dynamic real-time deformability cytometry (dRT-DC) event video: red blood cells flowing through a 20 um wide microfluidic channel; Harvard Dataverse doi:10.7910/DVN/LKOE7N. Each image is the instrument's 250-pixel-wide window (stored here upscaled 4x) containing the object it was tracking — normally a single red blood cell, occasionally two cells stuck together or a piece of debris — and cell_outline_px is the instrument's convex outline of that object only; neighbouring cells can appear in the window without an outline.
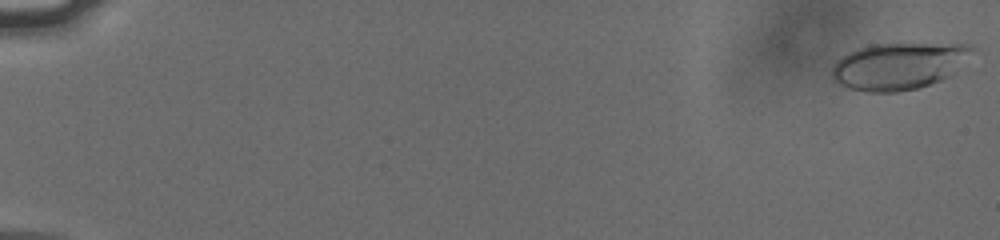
{"species": "human", "species_latin": "Homo sapiens", "temperature_condition": "cold", "stored_images_in_passage": 14, "camera_frame_rate_fps": 3000, "um_per_image_px": 0.085, "donor": {"sex": "male"}, "frame": {"image": 1, "passage_image": 1, "time_ms": 0.0, "image_size_px": [1000, 240], "cell_outline_px": [[976, 48], [948, 76], [940, 80], [920, 88], [896, 92], [864, 92], [848, 88], [836, 84], [832, 80], [832, 68], [836, 60], [848, 52], [856, 48], [872, 44], [968, 44]], "centroid_in_image_um": [76.3, 5.62], "position_along_channel_um": 8.7, "area_um2": 38.21}}